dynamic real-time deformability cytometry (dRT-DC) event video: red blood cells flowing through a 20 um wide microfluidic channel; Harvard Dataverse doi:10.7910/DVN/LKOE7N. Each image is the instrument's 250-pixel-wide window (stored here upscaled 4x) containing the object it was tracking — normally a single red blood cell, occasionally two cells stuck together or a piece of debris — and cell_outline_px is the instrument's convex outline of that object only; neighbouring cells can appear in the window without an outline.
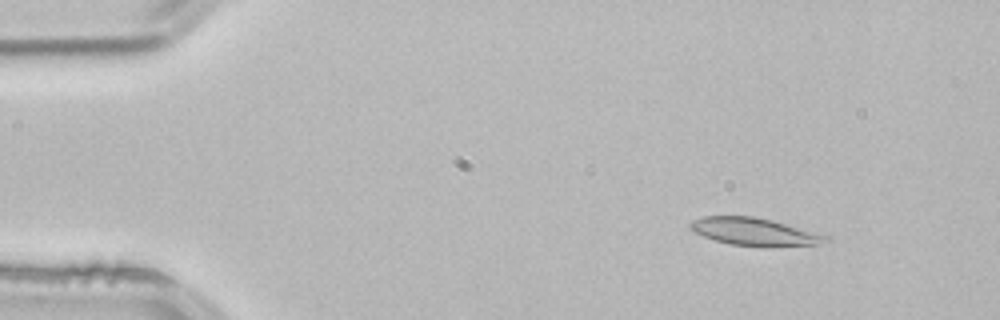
{"species": "common noctule bat (a hibernating species)", "species_latin": "Nyctalus noctula", "temperature_condition": "room temperature", "stored_images_in_passage": 3, "camera_frame_rate_fps": 3000, "um_per_image_px": 0.085, "animal": {"sex": "male", "body_mass_g": 21.5, "forearm_length_mm": 52.0}, "frame": {"image": 1, "passage_image": 1, "time_ms": 0.0, "image_size_px": [1000, 320], "cell_outline_px": [[832, 240], [816, 244], [732, 244], [716, 240], [704, 236], [696, 232], [688, 224], [692, 220], [704, 216], [752, 216], [772, 220], [828, 236]], "centroid_in_image_um": [64.06, 19.64], "position_along_channel_um": 20.9, "area_um2": 20.52}}
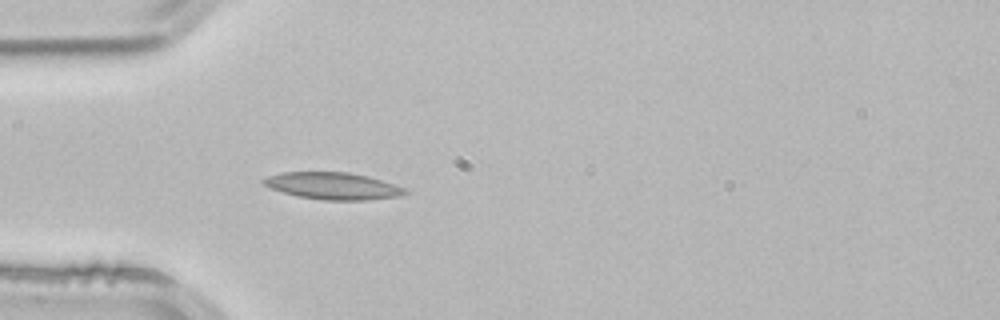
{"frame": {"image": 2, "passage_image": 3, "time_ms": 0.667, "image_size_px": [1000, 320], "cell_outline_px": [[408, 192], [400, 196], [368, 200], [324, 200], [296, 196], [268, 188], [260, 180], [268, 176], [284, 172], [348, 172], [368, 176], [404, 188]], "centroid_in_image_um": [28.25, 15.81], "position_along_channel_um": 56.8, "area_um2": 22.2}}